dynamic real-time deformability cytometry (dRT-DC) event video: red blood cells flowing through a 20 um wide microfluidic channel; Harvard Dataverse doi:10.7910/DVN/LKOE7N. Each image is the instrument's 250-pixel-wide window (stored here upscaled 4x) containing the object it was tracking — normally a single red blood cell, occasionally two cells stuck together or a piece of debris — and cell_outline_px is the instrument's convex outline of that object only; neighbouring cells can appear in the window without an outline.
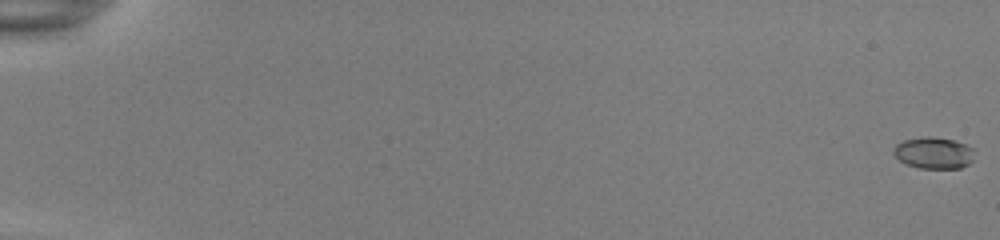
{"species": "common noctule bat (a hibernating species)", "species_latin": "Nyctalus noctula", "temperature_condition": "room temperature", "stored_images_in_passage": 55, "camera_frame_rate_fps": 3000, "um_per_image_px": 0.085, "animal": {"sex": "female", "body_mass_g": 22.0, "forearm_length_mm": 56.7}, "frame": {"image": 1, "passage_image": 1, "time_ms": 0.0, "image_size_px": [1000, 240], "cell_outline_px": [[972, 160], [968, 164], [960, 168], [920, 168], [908, 164], [900, 160], [892, 152], [892, 148], [896, 144], [904, 140], [924, 136], [928, 136], [952, 140], [964, 144], [972, 148]], "centroid_in_image_um": [79.32, 12.99], "position_along_channel_um": 5.7, "area_um2": 14.62}}
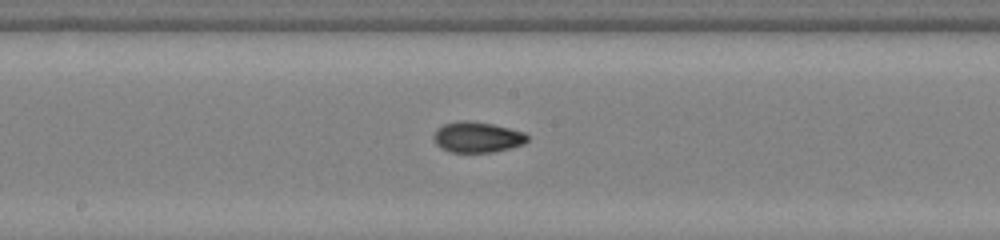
{"frame": {"image": 2, "passage_image": 32, "time_ms": 10.333, "image_size_px": [1000, 240], "cell_outline_px": [[528, 140], [524, 144], [492, 152], [452, 152], [436, 144], [432, 136], [436, 128], [444, 124], [456, 120], [468, 120], [492, 124], [524, 132], [528, 136]], "centroid_in_image_um": [40.54, 11.64], "position_along_channel_um": 207.7, "area_um2": 16.7}}
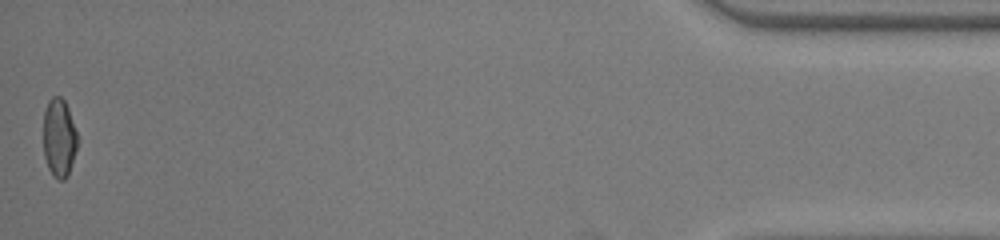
{"frame": {"image": 3, "passage_image": 55, "time_ms": 18.0, "image_size_px": [1000, 240], "cell_outline_px": [[76, 148], [68, 176], [64, 180], [60, 180], [52, 176], [48, 168], [44, 156], [44, 112], [48, 100], [52, 96], [60, 96], [64, 100], [68, 108], [76, 132]], "centroid_in_image_um": [5.0, 11.72], "position_along_channel_um": 430.2, "area_um2": 15.43}, "authors_computed_cell_mechanics": {"area_um2": 15.8372, "velocity_mm_per_s": 3.8993, "shape_relaxation_time_tau1_ms": 5.0429, "shape_relaxation_time_tau2_ms": 1.5593, "deformation_change_tau1": 0.1795, "deformation_change_tau2": 0.055}}